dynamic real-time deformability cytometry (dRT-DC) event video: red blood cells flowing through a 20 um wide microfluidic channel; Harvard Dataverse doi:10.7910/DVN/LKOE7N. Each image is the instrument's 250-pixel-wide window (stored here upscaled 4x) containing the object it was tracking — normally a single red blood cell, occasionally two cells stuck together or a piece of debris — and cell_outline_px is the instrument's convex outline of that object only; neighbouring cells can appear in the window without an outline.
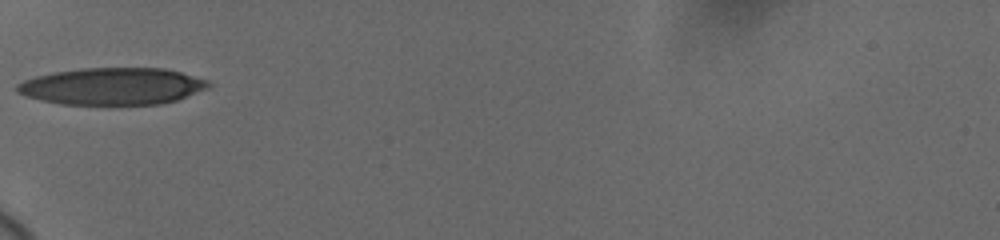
{"species": "human", "species_latin": "Homo sapiens", "temperature_condition": "cold", "stored_images_in_passage": 29, "camera_frame_rate_fps": 3000, "um_per_image_px": 0.085, "donor": {"sex": "female"}, "frame": {"image": 1, "passage_image": 1, "time_ms": 0.0, "image_size_px": [1000, 240], "cell_outline_px": [[212, 84], [208, 88], [176, 100], [160, 104], [60, 104], [28, 96], [16, 92], [16, 84], [24, 80], [36, 76], [52, 72], [84, 68], [164, 68], [180, 72], [208, 80]], "centroid_in_image_um": [9.56, 7.32], "position_along_channel_um": 75.4, "area_um2": 41.04}}
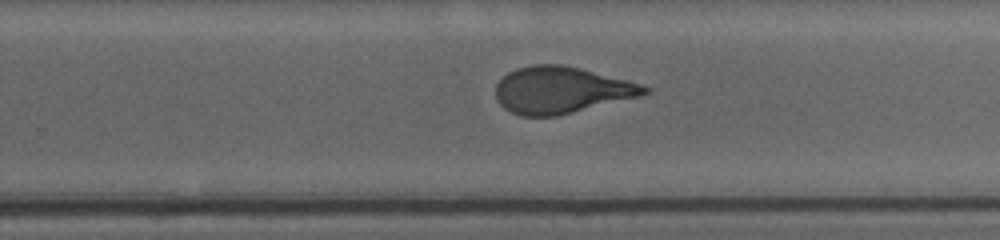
{"frame": {"image": 2, "passage_image": 16, "time_ms": 5.667, "image_size_px": [1000, 240], "cell_outline_px": [[652, 92], [640, 96], [556, 116], [520, 116], [504, 108], [496, 100], [496, 84], [508, 72], [516, 68], [532, 64], [560, 64], [580, 68], [628, 80], [652, 88]], "centroid_in_image_um": [47.7, 7.65], "position_along_channel_um": 282.1, "area_um2": 40.46}}
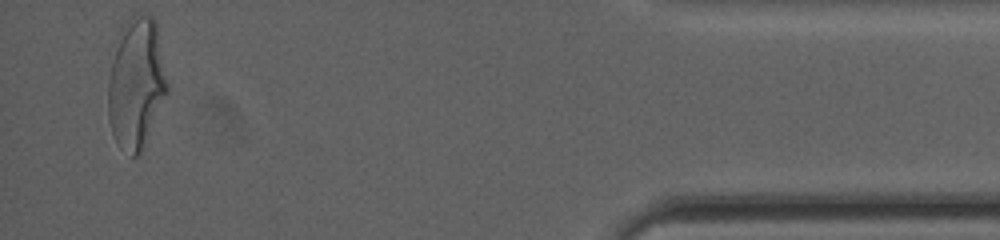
{"frame": {"image": 3, "passage_image": 29, "time_ms": 11.0, "image_size_px": [1000, 240], "cell_outline_px": [[168, 92], [140, 152], [136, 156], [132, 156], [120, 148], [116, 144], [112, 132], [108, 116], [108, 80], [112, 44], [116, 32], [136, 12], [152, 16], [156, 20], [168, 84]], "centroid_in_image_um": [11.54, 6.99], "position_along_channel_um": 423.7, "area_um2": 45.89}, "authors_computed_cell_mechanics": {"area_um2": 41.1536, "velocity_mm_per_s": 3.6856, "shape_relaxation_time_tau1_ms": 5.2319, "shape_relaxation_time_tau2_ms": 0.75, "deformation_change_tau1": 0.1883, "deformation_change_tau2": 0.0824}}